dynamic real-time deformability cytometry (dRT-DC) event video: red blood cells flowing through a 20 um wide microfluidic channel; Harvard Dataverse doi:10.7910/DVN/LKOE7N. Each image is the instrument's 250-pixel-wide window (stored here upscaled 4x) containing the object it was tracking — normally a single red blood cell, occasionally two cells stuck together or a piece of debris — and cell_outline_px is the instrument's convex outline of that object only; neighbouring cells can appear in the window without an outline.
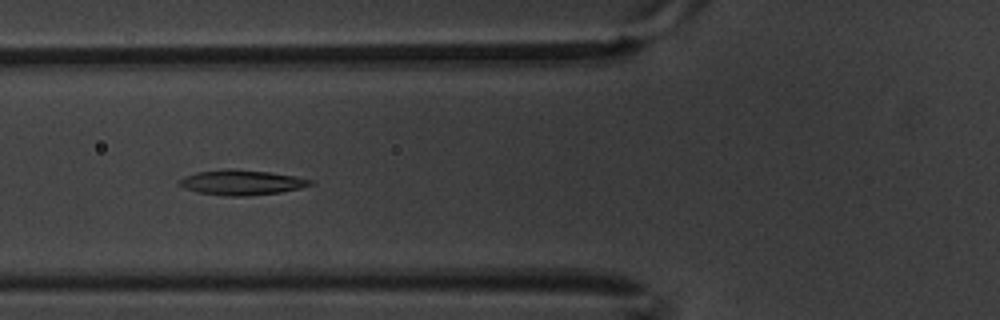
{"species": "common noctule bat (a hibernating species)", "species_latin": "Nyctalus noctula", "temperature_condition": "warm", "stored_images_in_passage": 8, "camera_frame_rate_fps": 3000, "um_per_image_px": 0.085, "animal": {"sex": "male", "body_mass_g": 20.1, "forearm_length_mm": 53.5}, "frame": {"image": 1, "passage_image": 7, "time_ms": 2.0, "image_size_px": [1000, 320], "cell_outline_px": [[316, 184], [300, 188], [280, 192], [248, 196], [224, 196], [196, 192], [184, 188], [176, 184], [184, 176], [196, 172], [228, 168], [268, 172], [296, 176], [316, 180]], "centroid_in_image_um": [20.55, 15.51], "position_along_channel_um": 105.3, "area_um2": 19.42}}
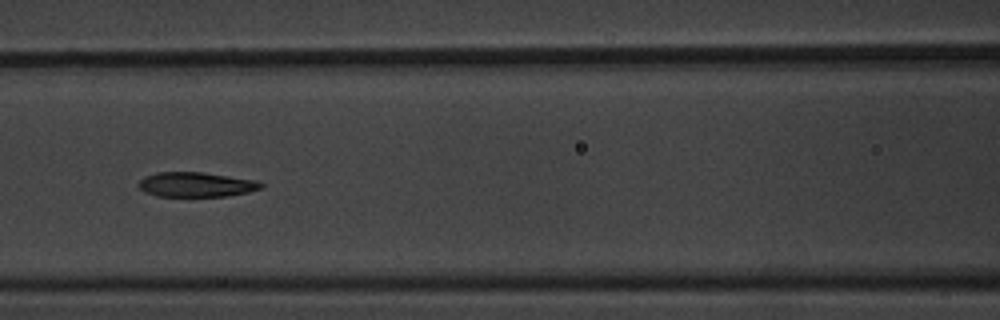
{"frame": {"image": 2, "passage_image": 8, "time_ms": 2.333, "image_size_px": [1000, 320], "cell_outline_px": [[264, 188], [248, 192], [224, 196], [156, 196], [144, 192], [140, 188], [140, 180], [144, 176], [156, 172], [200, 172], [256, 180], [264, 184]], "centroid_in_image_um": [16.67, 15.68], "position_along_channel_um": 149.9, "area_um2": 17.57}}